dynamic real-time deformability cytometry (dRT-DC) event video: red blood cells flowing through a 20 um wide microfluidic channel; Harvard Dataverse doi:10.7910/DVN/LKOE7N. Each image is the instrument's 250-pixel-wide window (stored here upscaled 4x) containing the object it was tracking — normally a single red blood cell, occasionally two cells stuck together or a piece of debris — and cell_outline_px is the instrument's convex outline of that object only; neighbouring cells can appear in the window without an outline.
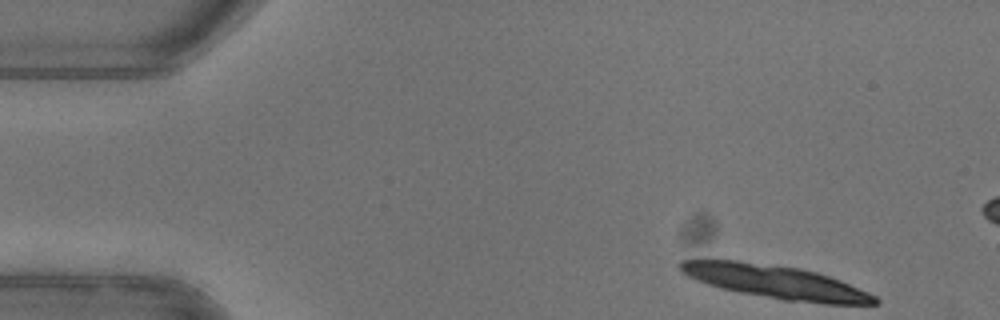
{"species": "common noctule bat (a hibernating species)", "species_latin": "Nyctalus noctula", "temperature_condition": "warm", "stored_images_in_passage": 11, "camera_frame_rate_fps": 3000, "um_per_image_px": 0.085, "animal": {"sex": "female"}, "frame": {"image": 1, "passage_image": 1, "time_ms": 0.0, "image_size_px": [1000, 320], "cell_outline_px": [[880, 300], [876, 304], [824, 304], [784, 300], [740, 292], [720, 288], [696, 280], [680, 272], [676, 264], [680, 260], [736, 260], [800, 268], [816, 272], [840, 280], [868, 292], [876, 296]], "centroid_in_image_um": [65.91, 23.96], "position_along_channel_um": 19.1, "area_um2": 37.74}}